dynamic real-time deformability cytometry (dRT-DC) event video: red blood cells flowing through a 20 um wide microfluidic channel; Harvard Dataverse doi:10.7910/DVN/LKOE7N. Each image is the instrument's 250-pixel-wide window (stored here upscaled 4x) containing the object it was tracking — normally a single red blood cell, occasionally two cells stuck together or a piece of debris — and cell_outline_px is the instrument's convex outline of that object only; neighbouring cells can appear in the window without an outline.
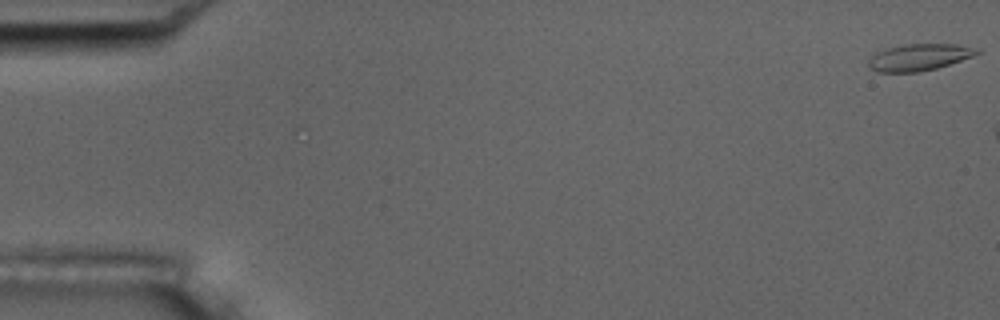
{"species": "common noctule bat (a hibernating species)", "species_latin": "Nyctalus noctula", "temperature_condition": "room temperature", "stored_images_in_passage": 3, "camera_frame_rate_fps": 3000, "um_per_image_px": 0.085, "animal": {"sex": "male", "body_mass_g": 17.5, "forearm_length_mm": 52.3}, "frame": {"image": 1, "passage_image": 1, "time_ms": 0.0, "image_size_px": [1000, 320], "cell_outline_px": [[980, 52], [972, 56], [936, 68], [920, 72], [876, 72], [868, 68], [868, 60], [876, 52], [884, 48], [904, 44], [956, 44], [980, 48]], "centroid_in_image_um": [78.08, 4.86], "position_along_channel_um": 6.9, "area_um2": 16.99}}